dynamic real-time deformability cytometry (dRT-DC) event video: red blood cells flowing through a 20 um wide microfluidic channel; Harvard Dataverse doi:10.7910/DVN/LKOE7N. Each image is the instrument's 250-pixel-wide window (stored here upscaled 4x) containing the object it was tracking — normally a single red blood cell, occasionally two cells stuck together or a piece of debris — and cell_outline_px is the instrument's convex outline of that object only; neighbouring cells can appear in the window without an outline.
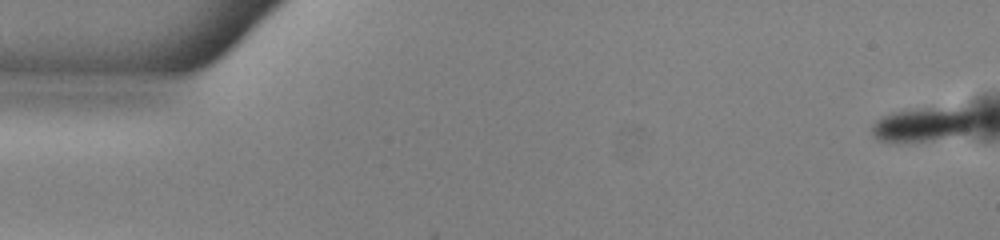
{"species": "common noctule bat (a hibernating species)", "species_latin": "Nyctalus noctula", "temperature_condition": "warm", "stored_images_in_passage": 49, "camera_frame_rate_fps": 3000, "um_per_image_px": 0.085, "animal": {"sex": "male", "body_mass_g": 13.0, "forearm_length_mm": 53.1}, "frame": {"image": 1, "passage_image": 1, "time_ms": 0.0, "image_size_px": [1000, 240], "cell_outline_px": [[980, 120], [972, 128], [964, 132], [932, 140], [896, 144], [888, 144], [876, 140], [872, 136], [872, 124], [880, 116], [892, 112], [908, 108], [936, 108], [976, 112]], "centroid_in_image_um": [78.36, 10.61], "position_along_channel_um": 6.6, "area_um2": 21.15}}
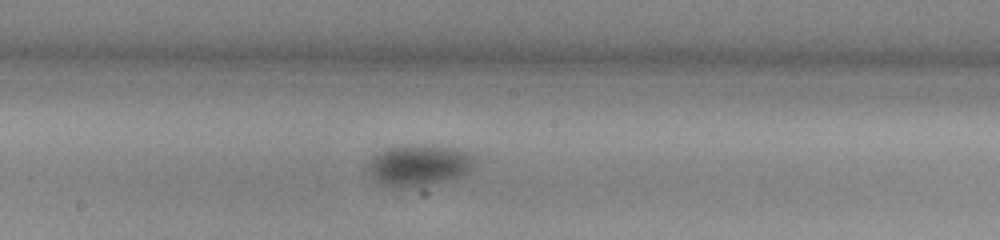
{"frame": {"image": 2, "passage_image": 28, "time_ms": 9.0, "image_size_px": [1000, 240], "cell_outline_px": [[472, 168], [468, 172], [460, 176], [400, 188], [392, 188], [380, 184], [364, 168], [364, 164], [372, 156], [384, 148], [400, 144], [424, 144], [456, 148], [472, 152]], "centroid_in_image_um": [35.49, 13.99], "position_along_channel_um": 212.7, "area_um2": 25.84}}
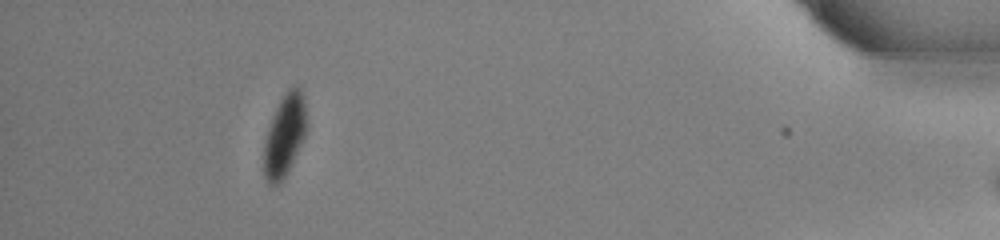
{"frame": {"image": 3, "passage_image": 48, "time_ms": 15.667, "image_size_px": [1000, 240], "cell_outline_px": [[304, 136], [284, 180], [280, 184], [268, 184], [264, 176], [264, 140], [272, 116], [284, 92], [292, 84], [300, 88], [304, 100]], "centroid_in_image_um": [24.14, 11.52], "position_along_channel_um": 411.1, "area_um2": 20.06}}